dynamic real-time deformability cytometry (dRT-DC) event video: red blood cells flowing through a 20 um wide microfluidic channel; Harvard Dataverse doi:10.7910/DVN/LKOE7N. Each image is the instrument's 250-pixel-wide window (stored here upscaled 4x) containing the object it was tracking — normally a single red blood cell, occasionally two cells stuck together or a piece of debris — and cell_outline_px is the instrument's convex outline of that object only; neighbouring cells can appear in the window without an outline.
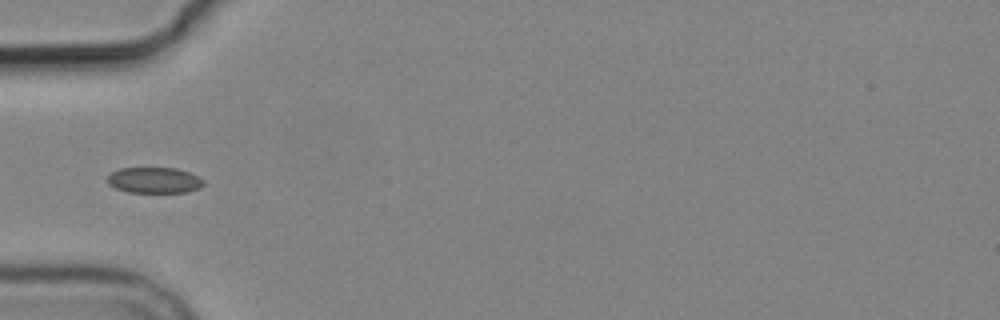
{"species": "common noctule bat (a hibernating species)", "species_latin": "Nyctalus noctula", "temperature_condition": "cold", "stored_images_in_passage": 1, "camera_frame_rate_fps": 3000, "um_per_image_px": 0.085, "animal": {"sex": "male", "body_mass_g": 19.2, "forearm_length_mm": 51.8}, "frame": {"image": 1, "passage_image": 1, "time_ms": 0.0, "image_size_px": [1000, 320], "cell_outline_px": [[204, 184], [200, 188], [184, 192], [128, 192], [116, 188], [108, 184], [108, 176], [112, 172], [120, 168], [176, 168], [188, 172], [204, 180]], "centroid_in_image_um": [13.11, 15.32], "position_along_channel_um": 71.9, "area_um2": 14.33}}